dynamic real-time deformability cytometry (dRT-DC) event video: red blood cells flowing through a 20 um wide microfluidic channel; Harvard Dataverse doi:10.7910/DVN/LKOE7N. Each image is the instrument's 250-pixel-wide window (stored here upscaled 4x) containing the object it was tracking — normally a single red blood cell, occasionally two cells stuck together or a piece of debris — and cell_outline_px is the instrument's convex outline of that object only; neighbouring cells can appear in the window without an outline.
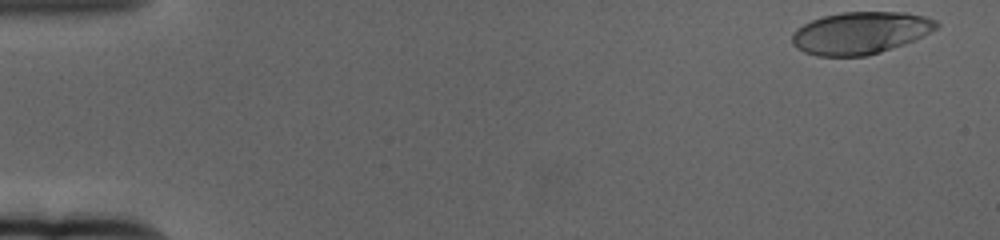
{"species": "human", "species_latin": "Homo sapiens", "temperature_condition": "cold", "stored_images_in_passage": 59, "camera_frame_rate_fps": 3000, "um_per_image_px": 0.085, "donor": {"sex": "female"}, "frame": {"image": 1, "passage_image": 1, "time_ms": 0.0, "image_size_px": [1000, 240], "cell_outline_px": [[940, 24], [936, 28], [904, 44], [880, 52], [864, 56], [816, 56], [804, 52], [796, 48], [792, 44], [792, 32], [796, 28], [812, 20], [824, 16], [844, 12], [904, 12], [924, 16], [936, 20]], "centroid_in_image_um": [73.09, 2.8], "position_along_channel_um": 11.9, "area_um2": 35.32}}
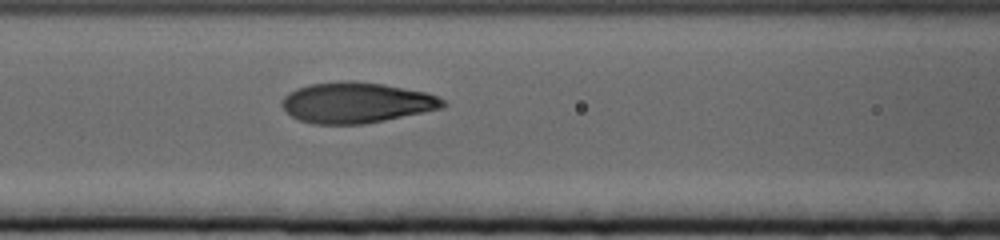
{"frame": {"image": 2, "passage_image": 25, "time_ms": 8.0, "image_size_px": [1000, 240], "cell_outline_px": [[448, 104], [440, 108], [424, 112], [364, 124], [316, 124], [300, 120], [292, 116], [280, 104], [280, 100], [288, 92], [296, 88], [308, 84], [348, 80], [352, 80], [380, 84], [428, 92], [444, 100]], "centroid_in_image_um": [30.26, 8.72], "position_along_channel_um": 136.3, "area_um2": 38.09}}
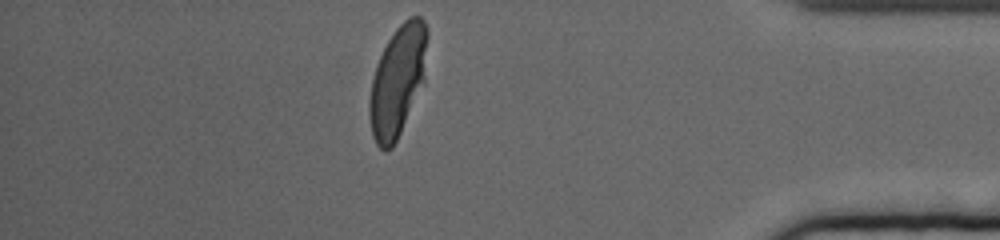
{"frame": {"image": 3, "passage_image": 52, "time_ms": 17.0, "image_size_px": [1000, 240], "cell_outline_px": [[428, 36], [424, 84], [392, 148], [384, 152], [376, 144], [372, 136], [368, 112], [368, 100], [372, 80], [376, 64], [388, 40], [396, 28], [404, 20], [412, 16], [420, 16], [424, 20], [428, 28]], "centroid_in_image_um": [33.8, 6.87], "position_along_channel_um": 401.4, "area_um2": 37.69}, "authors_computed_cell_mechanics": {"area_um2": 37.8012, "velocity_mm_per_s": 3.3257, "shape_relaxation_time_tau1_ms": 3.6019, "shape_relaxation_time_tau2_ms": null, "deformation_change_tau1": 0.199, "deformation_change_tau2": null}}